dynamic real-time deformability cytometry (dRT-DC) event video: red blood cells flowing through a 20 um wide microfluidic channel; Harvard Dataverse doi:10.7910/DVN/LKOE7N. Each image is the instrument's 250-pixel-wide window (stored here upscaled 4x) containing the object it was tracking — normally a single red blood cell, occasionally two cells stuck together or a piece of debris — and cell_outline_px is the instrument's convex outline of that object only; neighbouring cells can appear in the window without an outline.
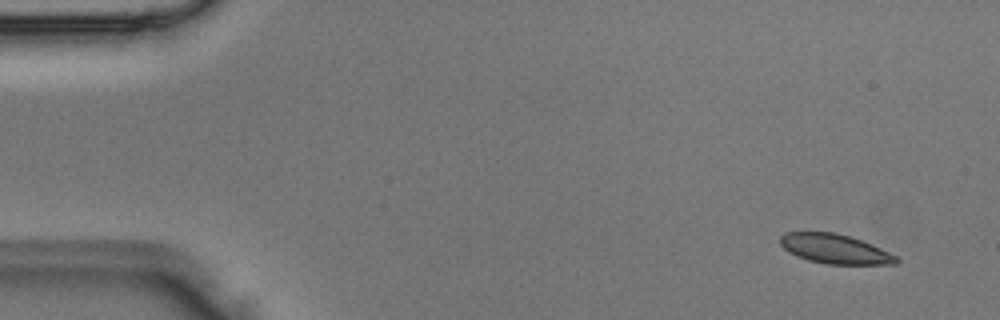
{"species": "Egyptian fruit bat (a non-hibernating species)", "species_latin": "Rousettus aegyptiacus", "temperature_condition": "room temperature", "stored_images_in_passage": 5, "camera_frame_rate_fps": 3000, "um_per_image_px": 0.085, "animal": {"sex": "male"}, "frame": {"image": 1, "passage_image": 2, "time_ms": 0.333, "image_size_px": [1000, 320], "cell_outline_px": [[900, 260], [896, 264], [828, 264], [808, 260], [796, 256], [788, 252], [780, 244], [780, 236], [784, 232], [836, 232], [872, 244], [896, 256]], "centroid_in_image_um": [70.93, 21.15], "position_along_channel_um": 14.1, "area_um2": 19.88}}
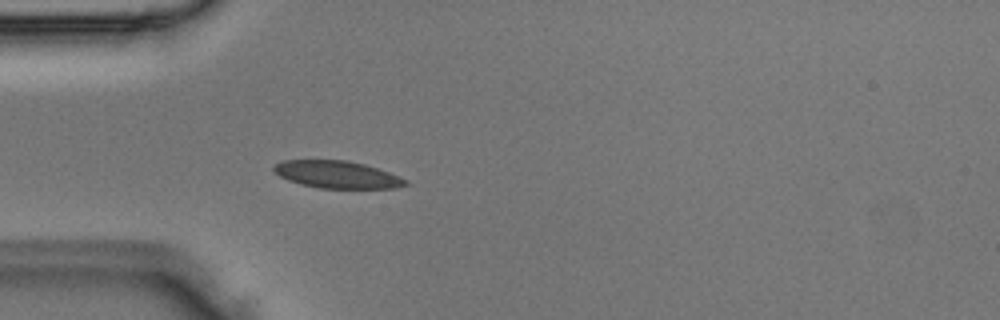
{"frame": {"image": 2, "passage_image": 5, "time_ms": 1.333, "image_size_px": [1000, 320], "cell_outline_px": [[408, 184], [396, 188], [320, 188], [300, 184], [288, 180], [280, 176], [272, 168], [280, 160], [348, 160], [364, 164], [388, 172], [408, 180]], "centroid_in_image_um": [28.64, 14.83], "position_along_channel_um": 56.4, "area_um2": 20.87}}